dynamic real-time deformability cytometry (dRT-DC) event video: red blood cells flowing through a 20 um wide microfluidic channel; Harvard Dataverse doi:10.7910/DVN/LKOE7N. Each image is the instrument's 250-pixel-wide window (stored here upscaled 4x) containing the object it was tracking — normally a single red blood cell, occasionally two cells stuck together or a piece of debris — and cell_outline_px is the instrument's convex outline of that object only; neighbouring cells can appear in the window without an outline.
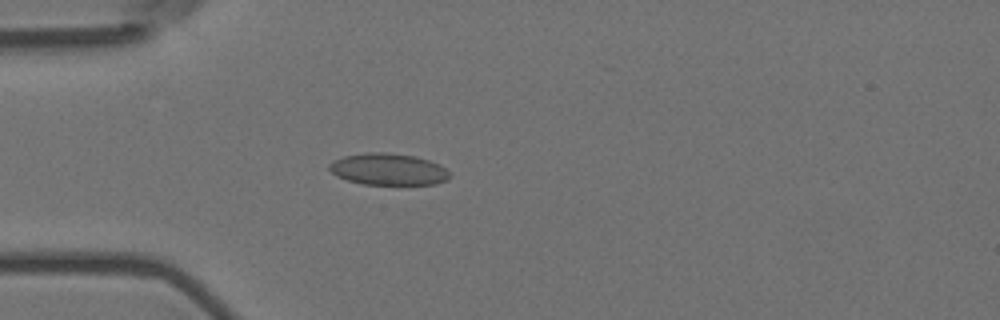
{"species": "Egyptian fruit bat (a non-hibernating species)", "species_latin": "Rousettus aegyptiacus", "temperature_condition": "room temperature", "stored_images_in_passage": 5, "camera_frame_rate_fps": 3000, "um_per_image_px": 0.085, "animal": {"sex": "female"}, "frame": {"image": 1, "passage_image": 4, "time_ms": 1.0, "image_size_px": [1000, 320], "cell_outline_px": [[452, 176], [448, 180], [436, 184], [364, 184], [348, 180], [336, 176], [328, 168], [328, 164], [332, 160], [344, 156], [368, 152], [384, 152], [412, 156], [428, 160], [440, 164]], "centroid_in_image_um": [32.99, 14.39], "position_along_channel_um": 52.0, "area_um2": 22.2}}